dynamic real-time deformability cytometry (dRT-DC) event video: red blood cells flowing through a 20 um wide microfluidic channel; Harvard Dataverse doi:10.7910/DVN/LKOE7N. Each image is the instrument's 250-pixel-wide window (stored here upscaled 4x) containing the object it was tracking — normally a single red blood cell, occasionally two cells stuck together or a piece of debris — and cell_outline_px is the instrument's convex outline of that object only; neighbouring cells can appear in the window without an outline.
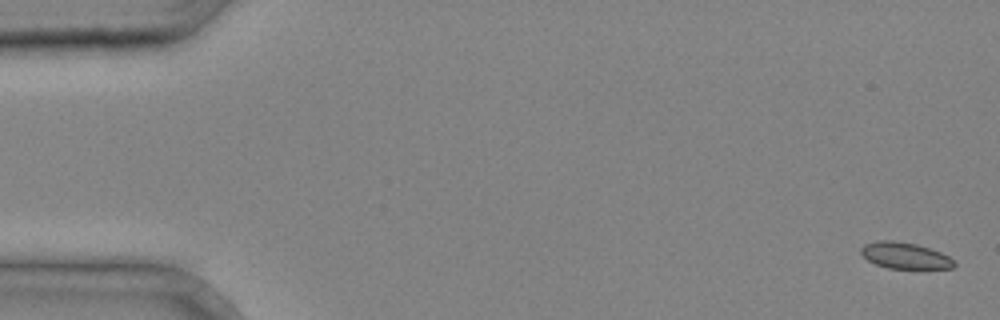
{"species": "common noctule bat (a hibernating species)", "species_latin": "Nyctalus noctula", "temperature_condition": "cold", "stored_images_in_passage": 4, "camera_frame_rate_fps": 3000, "um_per_image_px": 0.085, "animal": {"sex": "male", "body_mass_g": 20.4}, "frame": {"image": 1, "passage_image": 1, "time_ms": 0.0, "image_size_px": [1000, 320], "cell_outline_px": [[956, 264], [952, 268], [888, 268], [876, 264], [868, 260], [860, 252], [860, 248], [864, 244], [880, 240], [892, 240], [916, 244], [940, 252], [948, 256]], "centroid_in_image_um": [76.89, 21.71], "position_along_channel_um": 8.1, "area_um2": 14.05}}
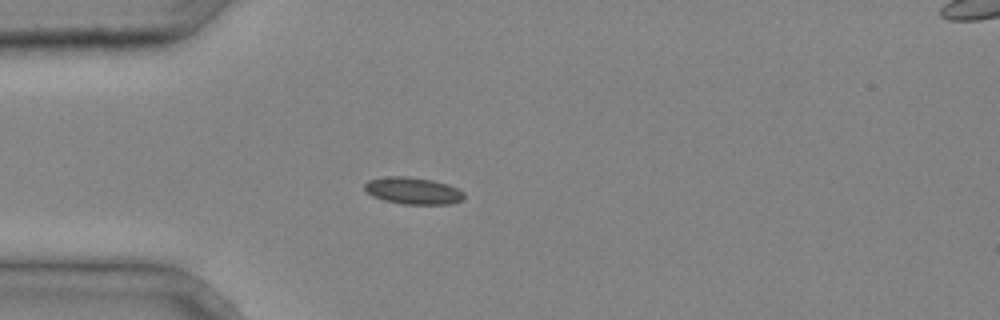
{"frame": {"image": 2, "passage_image": 4, "time_ms": 1.0, "image_size_px": [1000, 320], "cell_outline_px": [[464, 200], [452, 204], [400, 204], [384, 200], [372, 196], [364, 188], [364, 184], [368, 180], [388, 176], [408, 176], [432, 180], [448, 184], [464, 192]], "centroid_in_image_um": [35.12, 16.22], "position_along_channel_um": 49.9, "area_um2": 15.72}}